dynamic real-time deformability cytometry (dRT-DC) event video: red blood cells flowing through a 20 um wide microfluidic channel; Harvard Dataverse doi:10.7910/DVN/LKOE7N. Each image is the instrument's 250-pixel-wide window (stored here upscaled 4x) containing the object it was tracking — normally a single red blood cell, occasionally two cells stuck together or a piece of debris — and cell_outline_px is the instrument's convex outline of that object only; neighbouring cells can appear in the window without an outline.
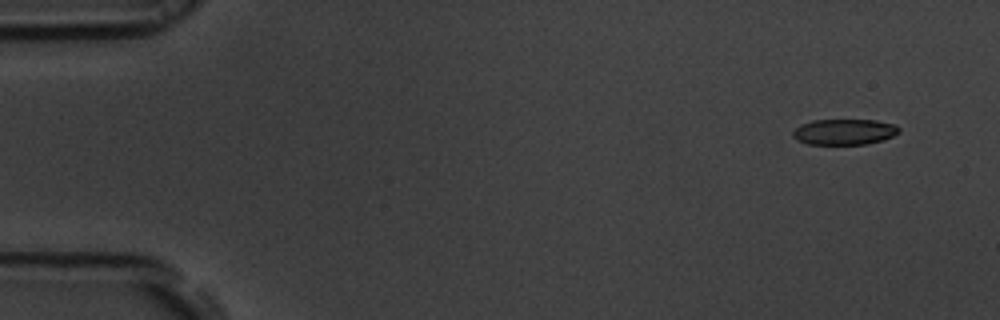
{"species": "common noctule bat (a hibernating species)", "species_latin": "Nyctalus noctula", "temperature_condition": "room temperature", "stored_images_in_passage": 10, "camera_frame_rate_fps": 3000, "um_per_image_px": 0.085, "animal": {"sex": "male", "body_mass_g": 19.5, "forearm_length_mm": 54.6}, "frame": {"image": 1, "passage_image": 1, "time_ms": 0.0, "image_size_px": [1000, 320], "cell_outline_px": [[900, 132], [884, 140], [864, 144], [808, 144], [796, 140], [792, 136], [792, 132], [800, 124], [812, 120], [876, 120], [896, 124], [900, 128]], "centroid_in_image_um": [71.77, 11.2], "position_along_channel_um": 13.2, "area_um2": 16.07}}